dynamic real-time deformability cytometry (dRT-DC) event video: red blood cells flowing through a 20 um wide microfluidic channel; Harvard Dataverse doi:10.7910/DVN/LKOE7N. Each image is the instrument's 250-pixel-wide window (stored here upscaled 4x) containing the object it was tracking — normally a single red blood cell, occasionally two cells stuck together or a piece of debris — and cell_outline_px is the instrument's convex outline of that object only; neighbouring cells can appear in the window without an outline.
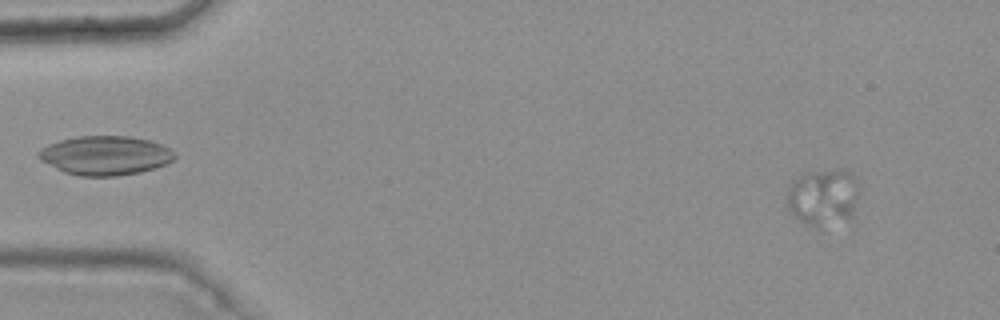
{"species": "common noctule bat (a hibernating species)", "species_latin": "Nyctalus noctula", "temperature_condition": "warm", "stored_images_in_passage": 5, "camera_frame_rate_fps": 3000, "um_per_image_px": 0.085, "animal": {"sex": "female", "body_mass_g": 25.1}, "frame": {"image": 1, "passage_image": 1, "time_ms": 0.0, "image_size_px": [1000, 320], "cell_outline_px": [[860, 188], [852, 220], [820, 232], [804, 224], [788, 208], [788, 188], [796, 176], [804, 172], [836, 168], [844, 168], [852, 172], [860, 184]], "centroid_in_image_um": [70.04, 16.8], "position_along_channel_um": 15.0, "area_um2": 25.66}}
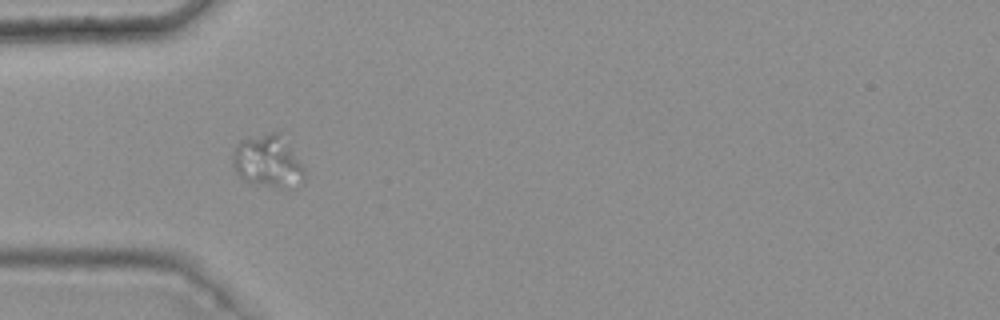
{"frame": {"image": 2, "passage_image": 4, "time_ms": 1.0, "image_size_px": [1000, 320], "cell_outline_px": [[304, 184], [288, 188], [284, 188], [252, 184], [244, 180], [236, 172], [232, 160], [232, 156], [236, 148], [244, 140], [280, 128], [304, 168]], "centroid_in_image_um": [22.84, 13.71], "position_along_channel_um": 62.2, "area_um2": 22.2}}
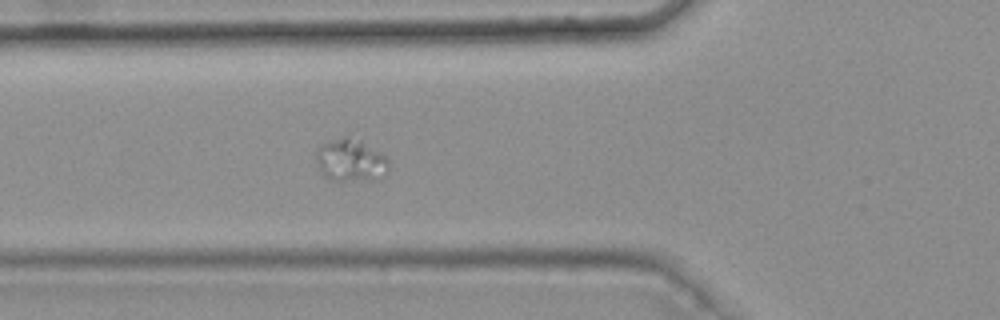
{"frame": {"image": 3, "passage_image": 5, "time_ms": 1.333, "image_size_px": [1000, 320], "cell_outline_px": [[388, 168], [376, 180], [328, 180], [320, 172], [316, 160], [316, 152], [328, 140], [344, 136], [348, 136], [360, 140], [388, 156]], "centroid_in_image_um": [29.8, 13.62], "position_along_channel_um": 96.0, "area_um2": 18.03}}